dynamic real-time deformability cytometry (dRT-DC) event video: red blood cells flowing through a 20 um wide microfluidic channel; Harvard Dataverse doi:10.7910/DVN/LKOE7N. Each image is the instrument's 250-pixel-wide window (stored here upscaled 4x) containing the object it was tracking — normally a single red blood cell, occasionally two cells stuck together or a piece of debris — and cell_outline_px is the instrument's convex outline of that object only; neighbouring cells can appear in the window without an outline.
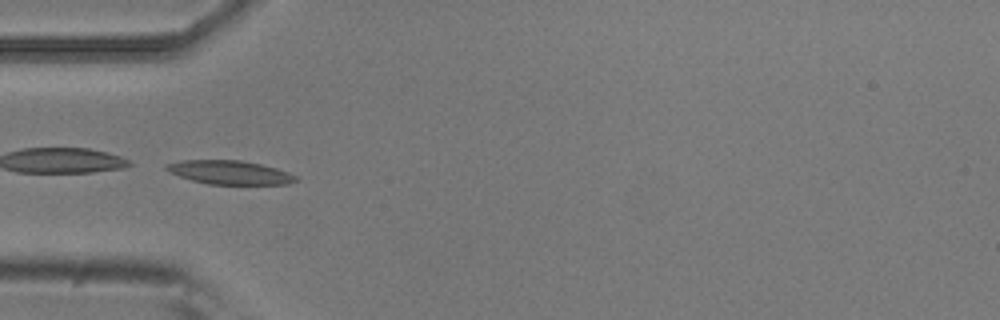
{"species": "common noctule bat (a hibernating species)", "species_latin": "Nyctalus noctula", "temperature_condition": "room temperature", "stored_images_in_passage": 2, "camera_frame_rate_fps": 3000, "um_per_image_px": 0.085, "animal": {"sex": "male", "body_mass_g": 20.5, "forearm_length_mm": 52.5}, "frame": {"image": 1, "passage_image": 2, "time_ms": 0.333, "image_size_px": [1000, 320], "cell_outline_px": [[300, 180], [288, 184], [208, 184], [192, 180], [180, 176], [164, 168], [164, 164], [184, 160], [240, 160], [260, 164], [276, 168], [288, 172], [296, 176]], "centroid_in_image_um": [19.55, 14.65], "position_along_channel_um": 65.4, "area_um2": 17.8}}